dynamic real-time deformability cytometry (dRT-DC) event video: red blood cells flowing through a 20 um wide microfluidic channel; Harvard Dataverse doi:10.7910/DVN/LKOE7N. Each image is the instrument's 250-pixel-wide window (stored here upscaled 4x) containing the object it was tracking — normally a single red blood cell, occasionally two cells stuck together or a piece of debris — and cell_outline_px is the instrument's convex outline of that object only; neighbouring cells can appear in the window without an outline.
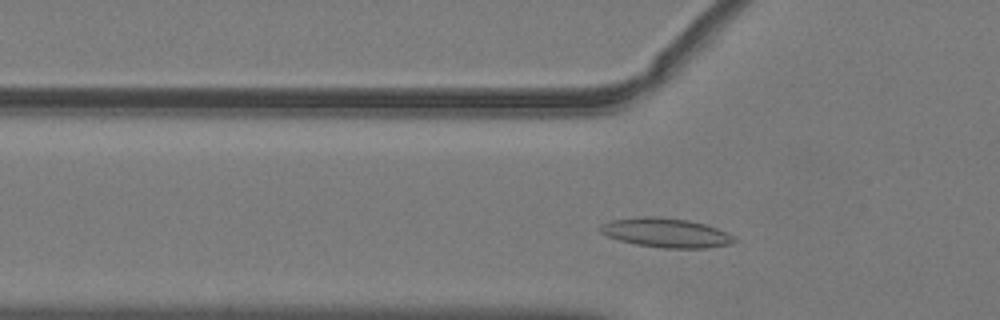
{"species": "common noctule bat (a hibernating species)", "species_latin": "Nyctalus noctula", "temperature_condition": "warm", "stored_images_in_passage": 37, "camera_frame_rate_fps": 3000, "um_per_image_px": 0.085, "animal": {"sex": "male", "body_mass_g": 19.2, "forearm_length_mm": 51.8}, "frame": {"image": 1, "passage_image": 7, "time_ms": 2.0, "image_size_px": [1000, 320], "cell_outline_px": [[736, 240], [728, 244], [704, 248], [664, 248], [636, 244], [620, 240], [608, 236], [600, 232], [600, 224], [612, 220], [644, 216], [656, 216], [688, 220], [704, 224], [716, 228], [736, 236]], "centroid_in_image_um": [56.6, 19.78], "position_along_channel_um": 69.2, "area_um2": 22.66}}
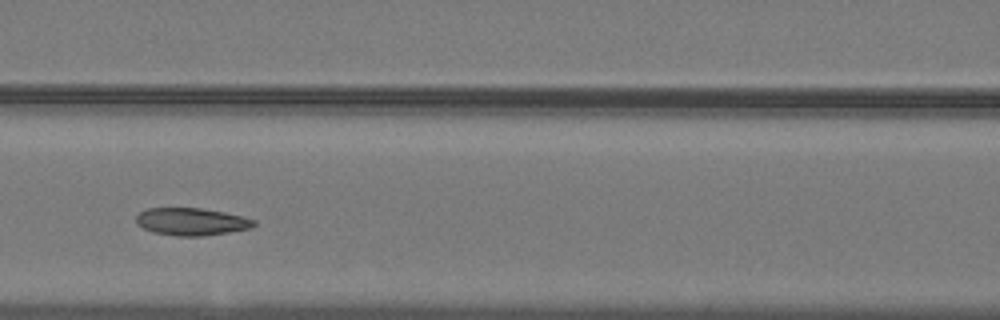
{"frame": {"image": 2, "passage_image": 13, "time_ms": 4.0, "image_size_px": [1000, 320], "cell_outline_px": [[256, 224], [248, 228], [228, 232], [204, 236], [176, 236], [152, 232], [136, 224], [136, 216], [140, 212], [148, 208], [200, 208], [224, 212], [244, 216], [256, 220]], "centroid_in_image_um": [16.26, 18.84], "position_along_channel_um": 150.3, "area_um2": 18.84}}
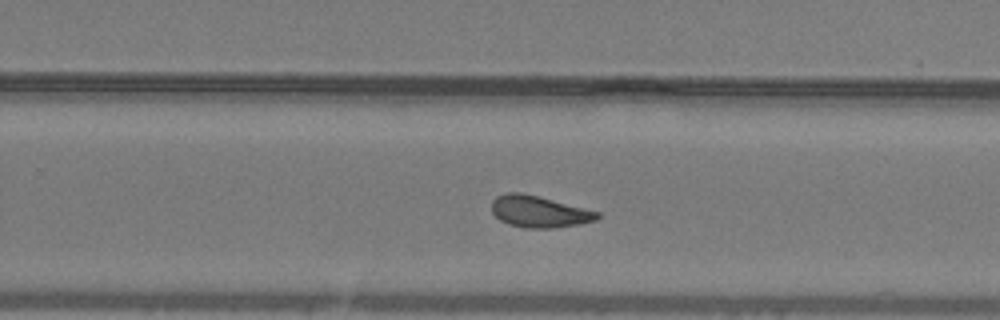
{"frame": {"image": 3, "passage_image": 23, "time_ms": 7.333, "image_size_px": [1000, 320], "cell_outline_px": [[600, 216], [596, 220], [580, 224], [552, 228], [524, 228], [508, 224], [500, 220], [492, 212], [492, 200], [496, 196], [508, 192], [520, 192], [600, 212]], "centroid_in_image_um": [45.8, 18.0], "position_along_channel_um": 284.0, "area_um2": 19.31}, "authors_computed_cell_mechanics": {"area_um2": 19.3052, "velocity_mm_per_s": 4.0245, "shape_relaxation_time_tau1_ms": 6.1833, "shape_relaxation_time_tau2_ms": 2.057, "deformation_change_tau1": 0.1609, "deformation_change_tau2": 0.0884}}